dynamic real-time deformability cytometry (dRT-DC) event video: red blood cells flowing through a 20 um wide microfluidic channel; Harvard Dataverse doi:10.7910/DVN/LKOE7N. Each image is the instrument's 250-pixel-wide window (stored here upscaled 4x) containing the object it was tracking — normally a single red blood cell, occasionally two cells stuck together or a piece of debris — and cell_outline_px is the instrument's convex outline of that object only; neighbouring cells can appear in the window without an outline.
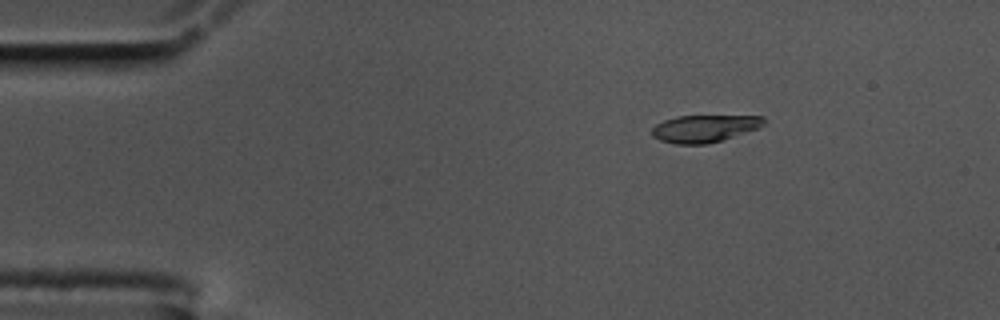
{"species": "common noctule bat (a hibernating species)", "species_latin": "Nyctalus noctula", "temperature_condition": "cold", "stored_images_in_passage": 51, "camera_frame_rate_fps": 3000, "um_per_image_px": 0.085, "animal": {"sex": "male", "body_mass_g": 17.5, "forearm_length_mm": 52.3}, "frame": {"image": 1, "passage_image": 2, "time_ms": 0.333, "image_size_px": [1000, 320], "cell_outline_px": [[768, 120], [760, 128], [724, 140], [708, 144], [676, 144], [660, 140], [652, 136], [652, 128], [656, 124], [664, 120], [676, 116], [764, 116]], "centroid_in_image_um": [59.92, 10.92], "position_along_channel_um": 25.1, "area_um2": 18.03}}
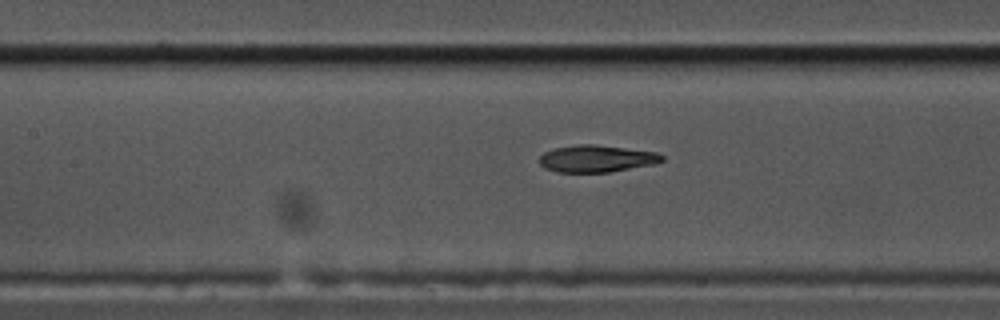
{"frame": {"image": 2, "passage_image": 19, "time_ms": 6.0, "image_size_px": [1000, 320], "cell_outline_px": [[664, 160], [656, 164], [608, 172], [556, 172], [544, 168], [540, 164], [540, 156], [544, 152], [556, 148], [580, 144], [592, 144], [656, 152], [664, 156]], "centroid_in_image_um": [50.71, 13.49], "position_along_channel_um": 156.7, "area_um2": 19.19}}
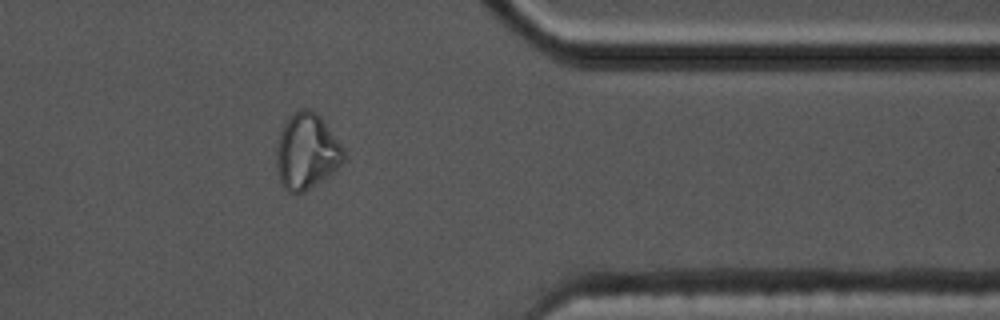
{"frame": {"image": 3, "passage_image": 40, "time_ms": 13.0, "image_size_px": [1000, 320], "cell_outline_px": [[344, 160], [332, 172], [304, 192], [288, 192], [284, 188], [280, 180], [276, 164], [276, 148], [284, 124], [300, 108], [308, 108], [316, 112], [324, 120], [344, 148]], "centroid_in_image_um": [26.07, 12.86], "position_along_channel_um": 385.3, "area_um2": 29.25}, "authors_computed_cell_mechanics": {"area_um2": 19.652, "velocity_mm_per_s": 3.4744, "shape_relaxation_time_tau1_ms": null, "shape_relaxation_time_tau2_ms": 4.5222, "deformation_change_tau1": null, "deformation_change_tau2": 0.0576}}